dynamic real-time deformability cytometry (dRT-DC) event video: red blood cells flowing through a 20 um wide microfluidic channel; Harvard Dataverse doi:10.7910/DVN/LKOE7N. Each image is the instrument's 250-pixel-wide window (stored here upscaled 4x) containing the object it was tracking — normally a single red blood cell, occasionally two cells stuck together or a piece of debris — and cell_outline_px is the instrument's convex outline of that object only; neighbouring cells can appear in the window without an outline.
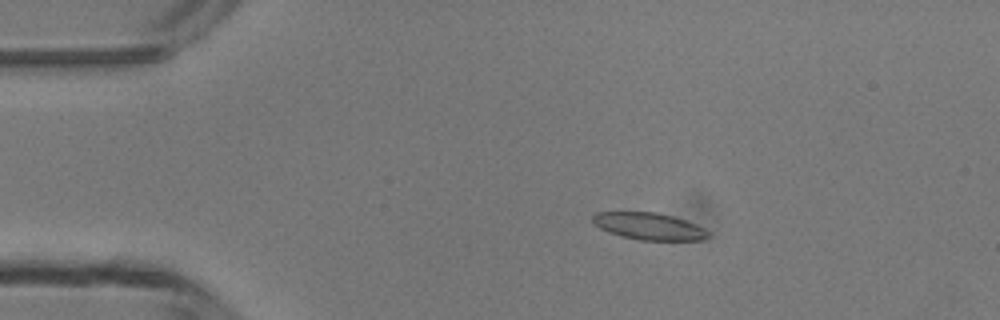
{"species": "common noctule bat (a hibernating species)", "species_latin": "Nyctalus noctula", "temperature_condition": "room temperature", "stored_images_in_passage": 4, "camera_frame_rate_fps": 3000, "um_per_image_px": 0.085, "animal": {"sex": "male", "body_mass_g": 13.3}, "frame": {"image": 1, "passage_image": 3, "time_ms": 2.333, "image_size_px": [1000, 320], "cell_outline_px": [[708, 236], [700, 240], [640, 240], [608, 232], [592, 224], [592, 216], [596, 212], [656, 212], [672, 216], [696, 224], [704, 228], [708, 232]], "centroid_in_image_um": [55.12, 19.22], "position_along_channel_um": 29.9, "area_um2": 18.03}}